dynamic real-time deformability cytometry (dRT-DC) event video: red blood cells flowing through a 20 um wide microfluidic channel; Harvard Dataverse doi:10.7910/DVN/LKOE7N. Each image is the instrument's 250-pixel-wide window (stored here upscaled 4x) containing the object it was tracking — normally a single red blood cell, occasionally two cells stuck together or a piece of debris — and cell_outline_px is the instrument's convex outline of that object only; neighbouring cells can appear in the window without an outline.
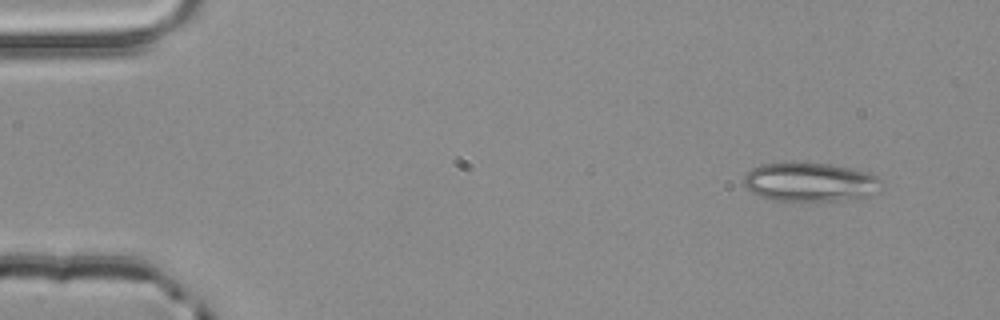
{"species": "common noctule bat (a hibernating species)", "species_latin": "Nyctalus noctula", "temperature_condition": "room temperature", "stored_images_in_passage": 4, "camera_frame_rate_fps": 3000, "um_per_image_px": 0.085, "animal": {"sex": "male", "body_mass_g": 20.4}, "frame": {"image": 1, "passage_image": 1, "time_ms": 0.0, "image_size_px": [1000, 320], "cell_outline_px": [[880, 180], [868, 196], [840, 200], [772, 200], [760, 196], [752, 192], [744, 184], [744, 176], [752, 168], [760, 164], [828, 164], [868, 172], [876, 176]], "centroid_in_image_um": [68.77, 15.48], "position_along_channel_um": 16.2, "area_um2": 30.0}}